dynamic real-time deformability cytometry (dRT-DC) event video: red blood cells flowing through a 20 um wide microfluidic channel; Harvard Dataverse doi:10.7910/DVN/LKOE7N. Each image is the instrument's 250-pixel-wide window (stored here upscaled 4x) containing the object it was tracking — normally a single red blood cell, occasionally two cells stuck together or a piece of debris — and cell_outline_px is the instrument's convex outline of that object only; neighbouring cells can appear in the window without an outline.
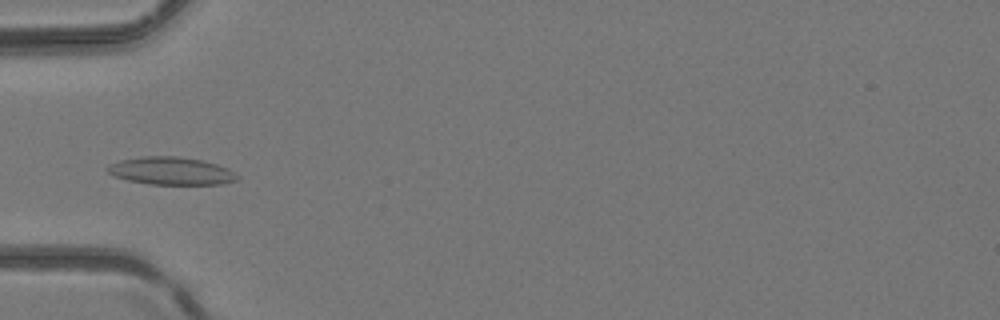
{"species": "common noctule bat (a hibernating species)", "species_latin": "Nyctalus noctula", "temperature_condition": "room temperature", "stored_images_in_passage": 5, "camera_frame_rate_fps": 3000, "um_per_image_px": 0.085, "animal": {"sex": "female", "body_mass_g": 24.6, "forearm_length_mm": 56.2}, "frame": {"image": 1, "passage_image": 5, "time_ms": 1.333, "image_size_px": [1000, 320], "cell_outline_px": [[240, 176], [236, 180], [224, 184], [148, 184], [128, 180], [112, 176], [104, 168], [108, 164], [120, 160], [140, 156], [176, 156], [200, 160], [216, 164], [228, 168], [236, 172]], "centroid_in_image_um": [14.51, 14.53], "position_along_channel_um": 70.5, "area_um2": 21.15}}